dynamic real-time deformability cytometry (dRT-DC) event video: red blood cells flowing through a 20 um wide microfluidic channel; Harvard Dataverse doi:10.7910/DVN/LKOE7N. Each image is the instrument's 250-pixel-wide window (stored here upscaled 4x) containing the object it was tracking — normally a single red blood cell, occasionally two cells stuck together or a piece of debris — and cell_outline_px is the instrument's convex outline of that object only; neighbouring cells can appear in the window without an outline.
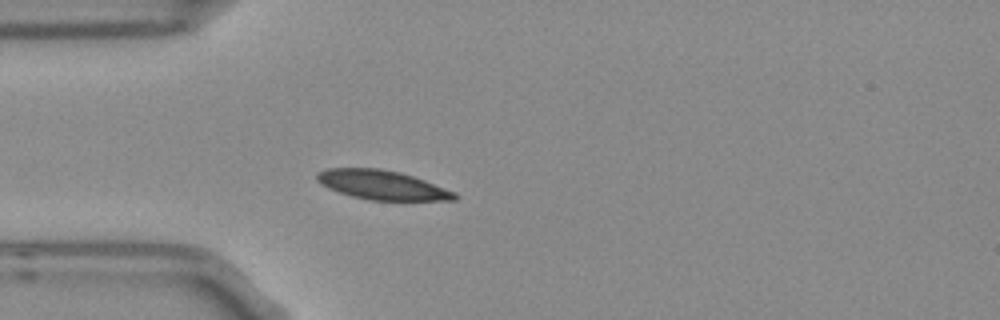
{"species": "Egyptian fruit bat (a non-hibernating species)", "species_latin": "Rousettus aegyptiacus", "temperature_condition": "room temperature", "stored_images_in_passage": 3, "camera_frame_rate_fps": 3000, "um_per_image_px": 0.085, "frame": {"image": 1, "passage_image": 3, "time_ms": 0.667, "image_size_px": [1000, 320], "cell_outline_px": [[460, 196], [456, 200], [368, 200], [352, 196], [328, 188], [320, 184], [316, 180], [316, 172], [328, 168], [380, 168], [400, 172], [424, 180], [456, 192]], "centroid_in_image_um": [32.47, 15.72], "position_along_channel_um": 52.5, "area_um2": 23.52}}